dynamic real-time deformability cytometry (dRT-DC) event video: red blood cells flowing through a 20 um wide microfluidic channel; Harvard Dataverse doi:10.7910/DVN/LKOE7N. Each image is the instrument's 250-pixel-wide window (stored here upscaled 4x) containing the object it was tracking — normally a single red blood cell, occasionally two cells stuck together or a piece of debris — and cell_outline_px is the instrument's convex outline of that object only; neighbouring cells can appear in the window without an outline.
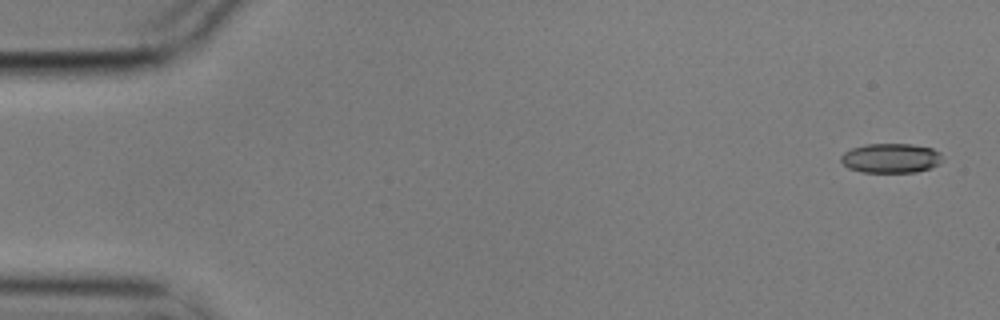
{"species": "common noctule bat (a hibernating species)", "species_latin": "Nyctalus noctula", "temperature_condition": "cold", "stored_images_in_passage": 15, "camera_frame_rate_fps": 3000, "um_per_image_px": 0.085, "animal": {"sex": "male", "body_mass_g": 17.9}, "frame": {"image": 1, "passage_image": 1, "time_ms": 0.0, "image_size_px": [1000, 320], "cell_outline_px": [[944, 160], [940, 164], [932, 168], [916, 172], [864, 172], [848, 168], [840, 160], [840, 156], [844, 152], [852, 148], [868, 144], [912, 144], [932, 148], [940, 152]], "centroid_in_image_um": [75.77, 13.44], "position_along_channel_um": 9.2, "area_um2": 17.63}}
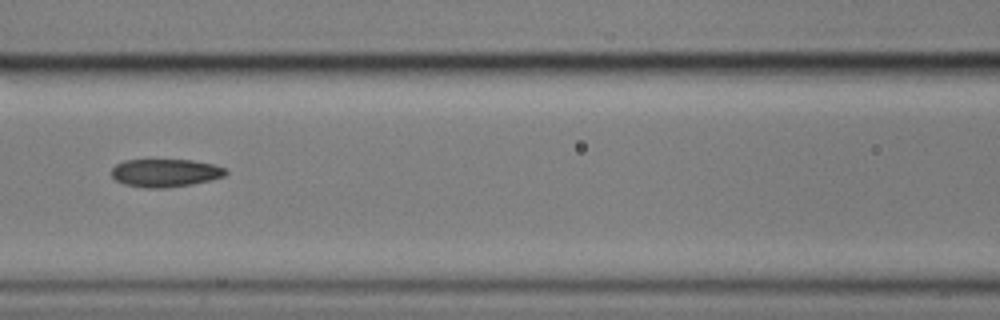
{"frame": {"image": 2, "passage_image": 7, "time_ms": 2.0, "image_size_px": [1000, 320], "cell_outline_px": [[228, 172], [224, 176], [192, 184], [164, 188], [144, 188], [124, 184], [116, 180], [112, 176], [112, 168], [116, 164], [124, 160], [192, 160], [216, 164], [224, 168]], "centroid_in_image_um": [14.04, 14.69], "position_along_channel_um": 152.6, "area_um2": 18.61}}
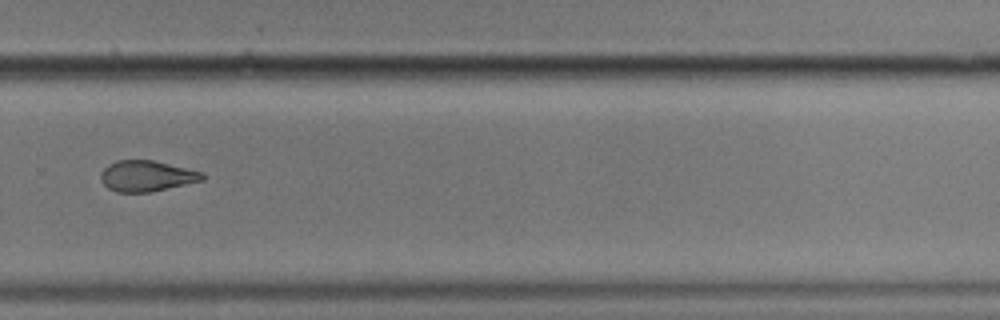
{"frame": {"image": 3, "passage_image": 11, "time_ms": 3.333, "image_size_px": [1000, 320], "cell_outline_px": [[204, 180], [148, 192], [116, 192], [108, 188], [104, 184], [100, 176], [104, 168], [108, 164], [116, 160], [152, 160], [204, 172]], "centroid_in_image_um": [12.46, 14.95], "position_along_channel_um": 317.3, "area_um2": 18.09}}